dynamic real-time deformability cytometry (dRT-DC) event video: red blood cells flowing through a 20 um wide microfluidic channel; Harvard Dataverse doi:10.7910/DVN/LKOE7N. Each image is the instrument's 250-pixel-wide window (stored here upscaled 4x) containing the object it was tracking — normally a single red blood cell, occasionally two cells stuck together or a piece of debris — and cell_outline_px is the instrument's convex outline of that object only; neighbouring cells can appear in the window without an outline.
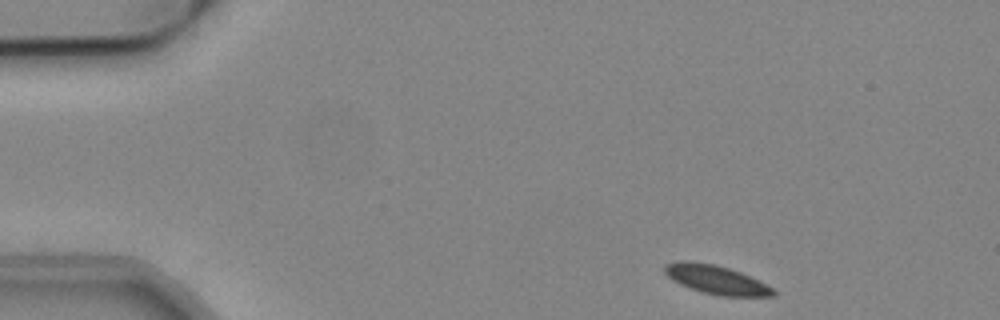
{"species": "common noctule bat (a hibernating species)", "species_latin": "Nyctalus noctula", "temperature_condition": "cold", "stored_images_in_passage": 48, "camera_frame_rate_fps": 3000, "um_per_image_px": 0.085, "animal": {"sex": "male", "body_mass_g": 19.2, "forearm_length_mm": 51.8}, "frame": {"image": 1, "passage_image": 1, "time_ms": 0.0, "image_size_px": [1000, 320], "cell_outline_px": [[776, 296], [720, 296], [704, 292], [680, 284], [672, 280], [664, 272], [664, 264], [676, 260], [688, 260], [716, 264], [740, 272], [772, 288], [776, 292]], "centroid_in_image_um": [60.81, 23.75], "position_along_channel_um": 24.2, "area_um2": 18.09}}
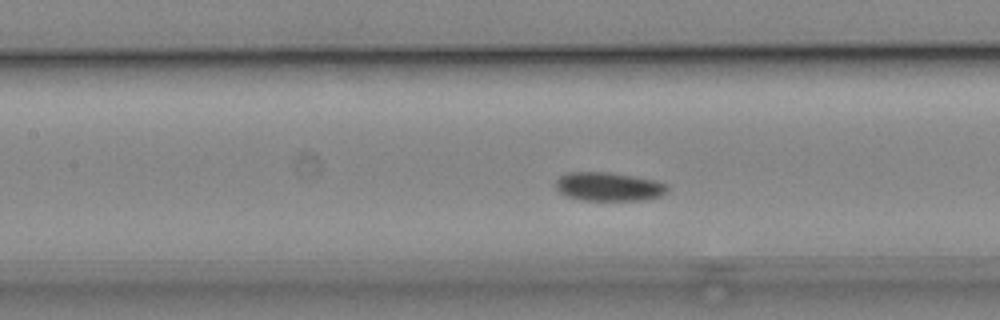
{"frame": {"image": 2, "passage_image": 18, "time_ms": 5.667, "image_size_px": [1000, 320], "cell_outline_px": [[668, 188], [660, 196], [640, 200], [580, 200], [568, 196], [560, 192], [556, 188], [556, 180], [560, 176], [568, 172], [608, 172], [632, 176], [652, 180], [664, 184]], "centroid_in_image_um": [51.67, 15.86], "position_along_channel_um": 155.7, "area_um2": 18.32}}
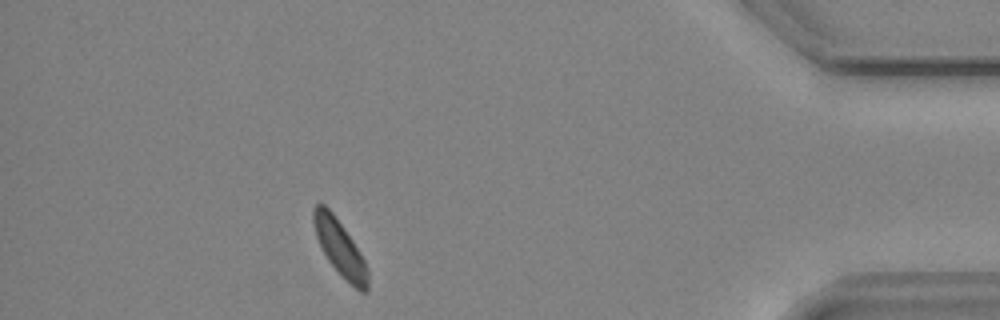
{"frame": {"image": 3, "passage_image": 42, "time_ms": 13.667, "image_size_px": [1000, 320], "cell_outline_px": [[368, 292], [360, 292], [328, 260], [316, 236], [312, 220], [312, 208], [320, 200], [332, 212], [352, 240], [360, 252], [368, 268]], "centroid_in_image_um": [28.87, 21.01], "position_along_channel_um": 406.3, "area_um2": 17.22}, "authors_computed_cell_mechanics": {"area_um2": 18.6116, "velocity_mm_per_s": 3.7812, "shape_relaxation_time_tau1_ms": 9.936, "shape_relaxation_time_tau2_ms": null, "deformation_change_tau1": 0.0857, "deformation_change_tau2": null}}